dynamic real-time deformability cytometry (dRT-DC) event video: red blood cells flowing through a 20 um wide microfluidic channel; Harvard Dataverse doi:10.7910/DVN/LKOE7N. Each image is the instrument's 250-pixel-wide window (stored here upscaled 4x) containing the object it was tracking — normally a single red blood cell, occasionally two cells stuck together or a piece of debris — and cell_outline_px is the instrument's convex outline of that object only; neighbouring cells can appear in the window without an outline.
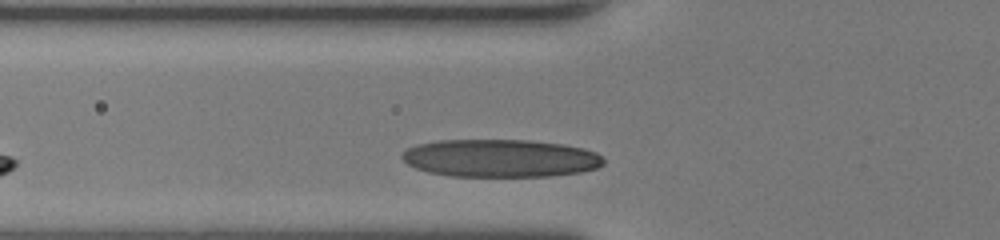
{"species": "human", "species_latin": "Homo sapiens", "temperature_condition": "room temperature", "stored_images_in_passage": 25, "camera_frame_rate_fps": 3000, "um_per_image_px": 0.085, "donor": {"sex": "female"}, "frame": {"image": 1, "passage_image": 3, "time_ms": 0.667, "image_size_px": [1000, 240], "cell_outline_px": [[604, 164], [596, 168], [580, 172], [552, 176], [452, 176], [428, 172], [416, 168], [408, 164], [400, 156], [408, 148], [416, 144], [440, 140], [528, 140], [560, 144], [584, 148], [596, 152], [604, 160]], "centroid_in_image_um": [42.53, 13.45], "position_along_channel_um": 83.3, "area_um2": 44.33}}
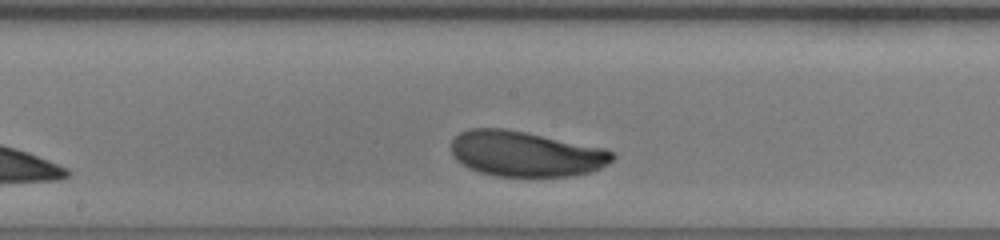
{"frame": {"image": 2, "passage_image": 12, "time_ms": 3.667, "image_size_px": [1000, 240], "cell_outline_px": [[616, 156], [608, 164], [592, 172], [572, 176], [496, 176], [480, 172], [468, 168], [456, 160], [452, 156], [452, 140], [460, 132], [468, 128], [504, 128], [528, 132], [604, 148], [616, 152]], "centroid_in_image_um": [44.69, 13.07], "position_along_channel_um": 203.5, "area_um2": 43.0}}
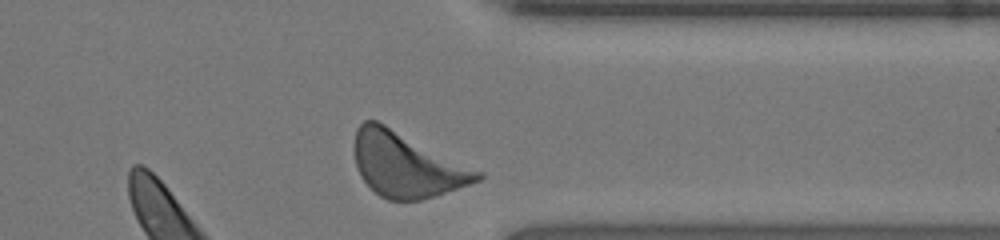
{"frame": {"image": 3, "passage_image": 25, "time_ms": 8.0, "image_size_px": [1000, 240], "cell_outline_px": [[484, 176], [480, 180], [420, 200], [388, 200], [380, 196], [360, 176], [356, 164], [352, 148], [356, 128], [364, 120], [376, 120], [484, 172]], "centroid_in_image_um": [34.52, 13.98], "position_along_channel_um": 376.9, "area_um2": 46.01}, "authors_computed_cell_mechanics": {"area_um2": 42.5408, "velocity_mm_per_s": 4.031, "shape_relaxation_time_tau1_ms": 2.206, "shape_relaxation_time_tau2_ms": null, "deformation_change_tau1": 0.1354, "deformation_change_tau2": null}}